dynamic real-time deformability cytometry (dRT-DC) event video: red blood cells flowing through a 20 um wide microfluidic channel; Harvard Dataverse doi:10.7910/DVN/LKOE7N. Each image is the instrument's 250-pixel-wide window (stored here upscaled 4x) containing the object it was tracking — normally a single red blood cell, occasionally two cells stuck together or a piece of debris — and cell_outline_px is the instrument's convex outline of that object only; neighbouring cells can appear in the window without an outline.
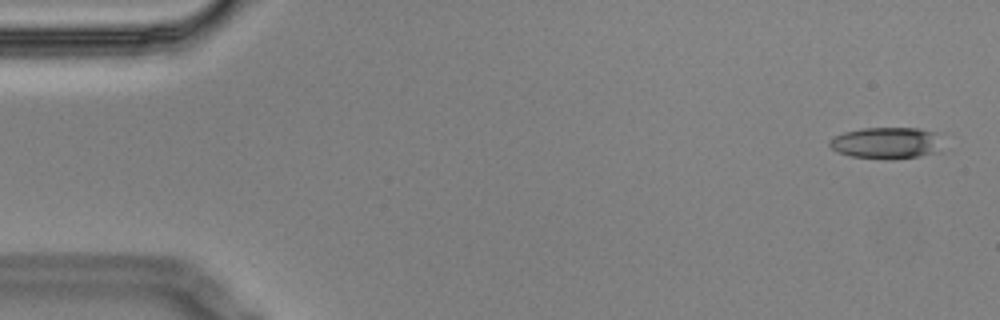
{"species": "Egyptian fruit bat (a non-hibernating species)", "species_latin": "Rousettus aegyptiacus", "temperature_condition": "cold", "stored_images_in_passage": 14, "camera_frame_rate_fps": 3000, "um_per_image_px": 0.085, "animal": {"sex": "male"}, "frame": {"image": 1, "passage_image": 1, "time_ms": 0.0, "image_size_px": [1000, 320], "cell_outline_px": [[944, 152], [920, 156], [892, 160], [884, 160], [852, 156], [836, 152], [828, 144], [828, 140], [832, 136], [844, 132], [864, 128], [920, 128], [936, 132]], "centroid_in_image_um": [75.37, 12.17], "position_along_channel_um": 9.6, "area_um2": 21.39}}
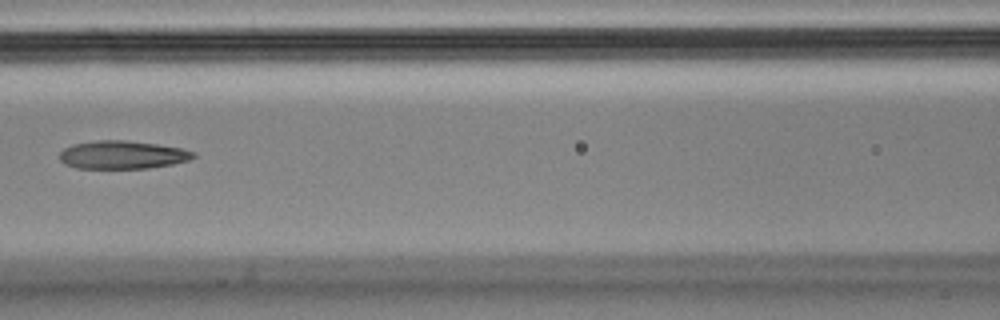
{"frame": {"image": 2, "passage_image": 6, "time_ms": 1.667, "image_size_px": [1000, 320], "cell_outline_px": [[196, 156], [188, 160], [172, 164], [148, 168], [76, 168], [64, 164], [60, 160], [60, 152], [64, 148], [72, 144], [96, 140], [124, 140], [156, 144], [180, 148], [196, 152]], "centroid_in_image_um": [10.38, 13.16], "position_along_channel_um": 156.2, "area_um2": 21.91}}
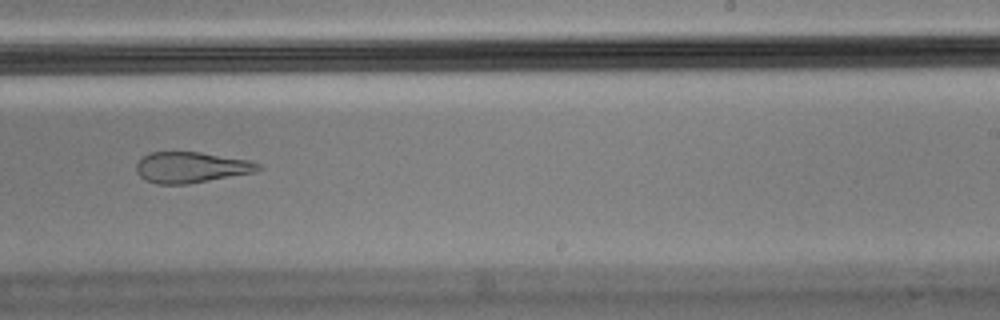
{"frame": {"image": 3, "passage_image": 9, "time_ms": 2.667, "image_size_px": [1000, 320], "cell_outline_px": [[264, 168], [256, 172], [188, 184], [156, 184], [144, 180], [136, 172], [136, 164], [144, 156], [152, 152], [200, 152], [248, 160], [260, 164]], "centroid_in_image_um": [16.26, 14.23], "position_along_channel_um": 272.7, "area_um2": 21.96}}